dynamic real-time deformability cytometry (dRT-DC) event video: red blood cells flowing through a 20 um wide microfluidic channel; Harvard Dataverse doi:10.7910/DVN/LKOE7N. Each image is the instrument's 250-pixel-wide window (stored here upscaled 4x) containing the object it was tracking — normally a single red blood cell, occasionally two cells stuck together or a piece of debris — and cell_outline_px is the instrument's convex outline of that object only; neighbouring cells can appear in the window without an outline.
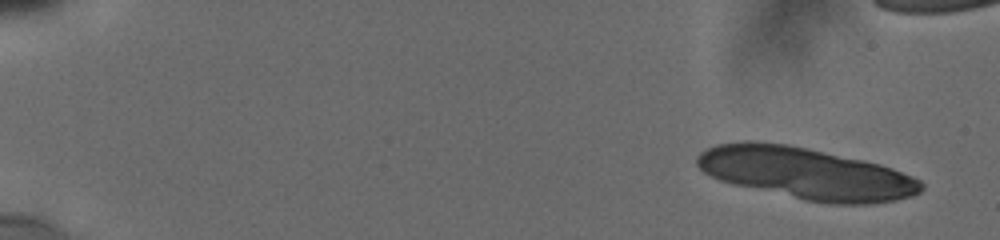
{"species": "human", "species_latin": "Homo sapiens", "temperature_condition": "cold", "stored_images_in_passage": 25, "camera_frame_rate_fps": 3000, "um_per_image_px": 0.085, "donor": {"sex": "male"}, "frame": {"image": 1, "passage_image": 1, "time_ms": 0.0, "image_size_px": [1000, 240], "cell_outline_px": [[924, 188], [920, 192], [912, 196], [892, 200], [864, 204], [836, 204], [804, 200], [736, 184], [720, 180], [704, 172], [696, 164], [696, 156], [700, 152], [716, 144], [744, 140], [756, 140], [788, 144], [808, 148], [864, 160], [880, 164], [892, 168], [912, 176], [920, 180], [924, 184]], "centroid_in_image_um": [68.5, 14.71], "position_along_channel_um": 16.5, "area_um2": 67.39}}